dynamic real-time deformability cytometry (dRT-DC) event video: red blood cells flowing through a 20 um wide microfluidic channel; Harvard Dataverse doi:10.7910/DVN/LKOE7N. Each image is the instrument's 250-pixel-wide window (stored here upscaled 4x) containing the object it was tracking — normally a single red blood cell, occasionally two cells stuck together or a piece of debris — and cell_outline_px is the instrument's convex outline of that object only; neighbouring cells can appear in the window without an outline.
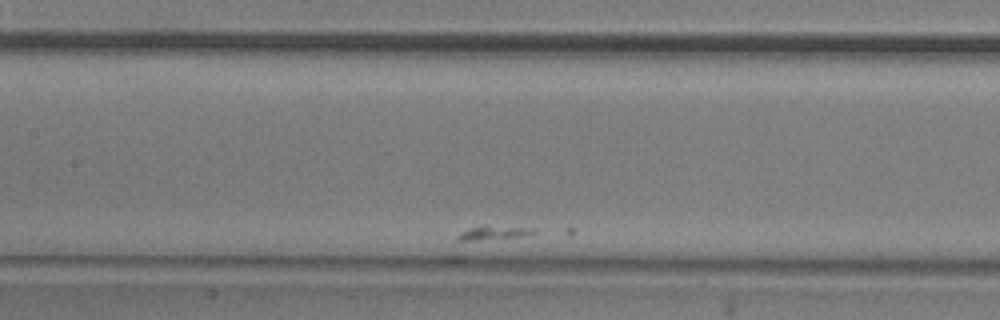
{"species": "common noctule bat (a hibernating species)", "species_latin": "Nyctalus noctula", "temperature_condition": "room temperature", "stored_images_in_passage": 32, "camera_frame_rate_fps": 3000, "um_per_image_px": 0.085, "animal": {"sex": "male", "body_mass_g": 20.5, "forearm_length_mm": 52.5}, "frame": {"image": 1, "passage_image": 12, "time_ms": 3.667, "image_size_px": [1000, 320], "cell_outline_px": [[536, 232], [456, 260], [444, 260], [460, 232], [480, 224], [488, 224], [532, 228]], "centroid_in_image_um": [41.17, 20.33], "position_along_channel_um": 166.2, "area_um2": 11.91}}